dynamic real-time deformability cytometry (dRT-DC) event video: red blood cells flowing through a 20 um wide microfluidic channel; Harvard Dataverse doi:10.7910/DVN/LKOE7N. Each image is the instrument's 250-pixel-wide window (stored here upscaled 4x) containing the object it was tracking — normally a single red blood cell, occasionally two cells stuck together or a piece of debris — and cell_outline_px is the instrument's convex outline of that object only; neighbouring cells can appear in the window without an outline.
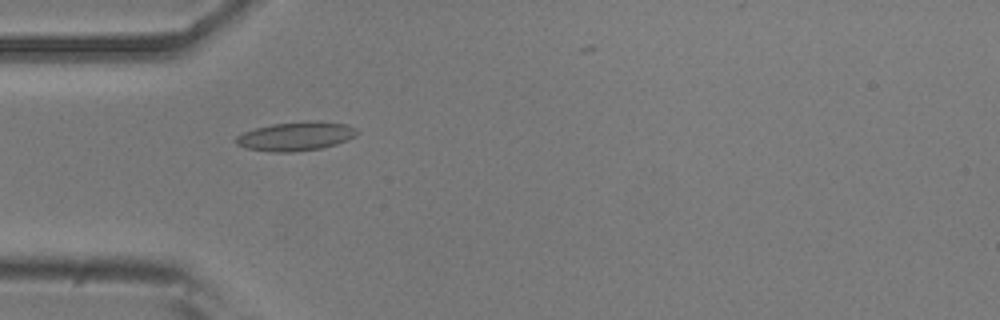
{"species": "common noctule bat (a hibernating species)", "species_latin": "Nyctalus noctula", "temperature_condition": "room temperature", "stored_images_in_passage": 46, "camera_frame_rate_fps": 3000, "um_per_image_px": 0.085, "animal": {"sex": "male", "body_mass_g": 20.5, "forearm_length_mm": 52.5}, "frame": {"image": 1, "passage_image": 16, "time_ms": 5.0, "image_size_px": [1000, 320], "cell_outline_px": [[360, 132], [356, 136], [348, 140], [336, 144], [320, 148], [292, 152], [272, 152], [244, 148], [236, 144], [236, 136], [244, 132], [256, 128], [272, 124], [308, 120], [316, 120], [348, 124], [356, 128]], "centroid_in_image_um": [25.18, 11.57], "position_along_channel_um": 59.8, "area_um2": 20.63}}
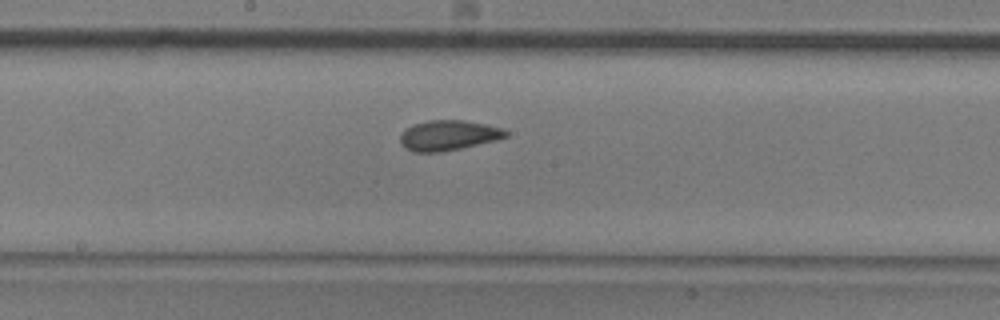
{"frame": {"image": 2, "passage_image": 28, "time_ms": 9.0, "image_size_px": [1000, 320], "cell_outline_px": [[508, 136], [496, 140], [460, 148], [440, 152], [412, 152], [404, 148], [400, 144], [400, 136], [404, 128], [412, 124], [428, 120], [464, 120], [488, 124], [504, 128], [508, 132]], "centroid_in_image_um": [38.09, 11.49], "position_along_channel_um": 210.1, "area_um2": 18.84}}
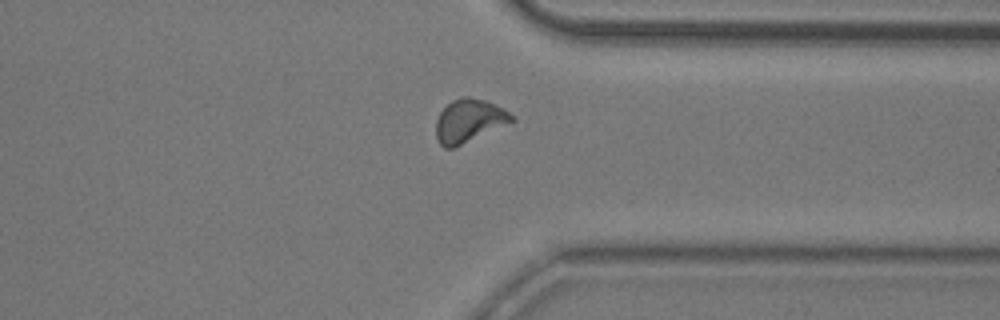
{"frame": {"image": 3, "passage_image": 41, "time_ms": 13.333, "image_size_px": [1000, 320], "cell_outline_px": [[516, 120], [452, 148], [444, 148], [440, 144], [436, 136], [436, 120], [440, 112], [452, 100], [460, 96], [468, 96], [484, 100], [504, 108], [516, 116]], "centroid_in_image_um": [39.88, 10.24], "position_along_channel_um": 371.5, "area_um2": 18.96}}